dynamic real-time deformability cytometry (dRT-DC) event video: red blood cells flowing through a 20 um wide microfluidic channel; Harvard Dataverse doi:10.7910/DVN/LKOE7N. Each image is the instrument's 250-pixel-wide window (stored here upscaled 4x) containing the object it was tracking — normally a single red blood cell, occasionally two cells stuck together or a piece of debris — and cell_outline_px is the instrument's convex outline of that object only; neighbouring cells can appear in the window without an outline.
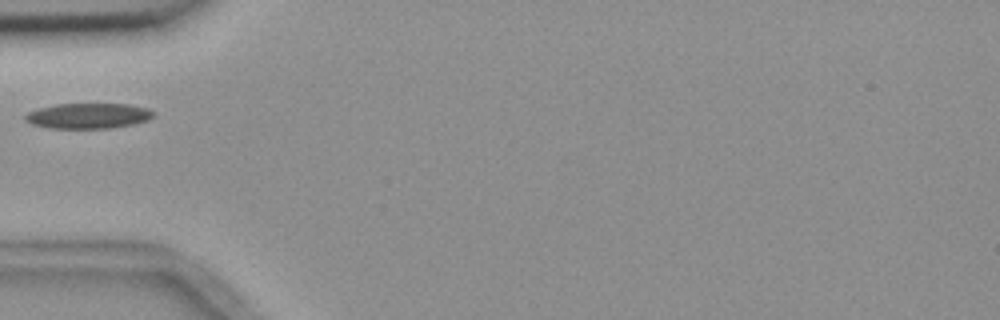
{"species": "common noctule bat (a hibernating species)", "species_latin": "Nyctalus noctula", "temperature_condition": "room temperature", "stored_images_in_passage": 2, "camera_frame_rate_fps": 3000, "um_per_image_px": 0.085, "animal": {"sex": "female", "body_mass_g": 18.4}, "frame": {"image": 1, "passage_image": 1, "time_ms": 0.0, "image_size_px": [1000, 320], "cell_outline_px": [[152, 116], [148, 120], [132, 124], [108, 128], [48, 128], [32, 124], [24, 120], [24, 116], [28, 112], [40, 108], [56, 104], [128, 104], [148, 108], [152, 112]], "centroid_in_image_um": [7.46, 9.84], "position_along_channel_um": 77.5, "area_um2": 18.79}}